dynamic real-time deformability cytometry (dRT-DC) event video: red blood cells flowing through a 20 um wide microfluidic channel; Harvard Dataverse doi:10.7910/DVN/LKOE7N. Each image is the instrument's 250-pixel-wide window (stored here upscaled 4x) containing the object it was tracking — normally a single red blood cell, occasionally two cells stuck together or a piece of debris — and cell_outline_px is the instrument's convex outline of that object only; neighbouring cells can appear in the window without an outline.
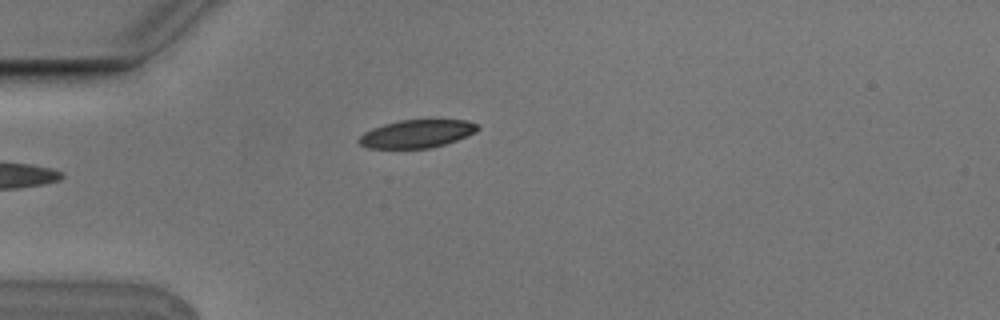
{"species": "Egyptian fruit bat (a non-hibernating species)", "species_latin": "Rousettus aegyptiacus", "temperature_condition": "cold", "stored_images_in_passage": 4, "camera_frame_rate_fps": 3000, "um_per_image_px": 0.085, "animal": {"sex": "male"}, "frame": {"image": 1, "passage_image": 4, "time_ms": 1.0, "image_size_px": [1000, 320], "cell_outline_px": [[480, 128], [476, 132], [456, 140], [444, 144], [428, 148], [368, 148], [360, 144], [356, 140], [364, 132], [372, 128], [384, 124], [400, 120], [432, 116], [468, 120], [476, 124]], "centroid_in_image_um": [35.48, 11.3], "position_along_channel_um": 49.5, "area_um2": 20.23}}